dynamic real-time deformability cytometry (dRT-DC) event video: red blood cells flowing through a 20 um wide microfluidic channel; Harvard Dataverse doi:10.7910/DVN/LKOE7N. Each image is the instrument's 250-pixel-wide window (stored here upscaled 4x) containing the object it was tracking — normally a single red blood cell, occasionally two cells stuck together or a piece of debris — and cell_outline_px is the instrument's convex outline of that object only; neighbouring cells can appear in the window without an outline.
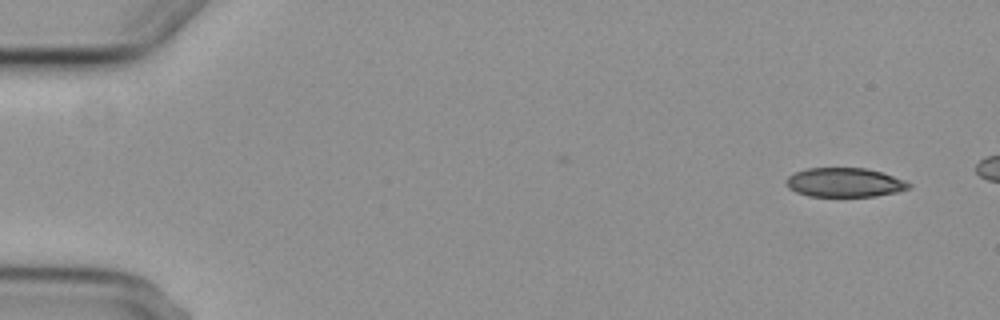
{"species": "common noctule bat (a hibernating species)", "species_latin": "Nyctalus noctula", "temperature_condition": "cold", "stored_images_in_passage": 6, "camera_frame_rate_fps": 3000, "um_per_image_px": 0.085, "animal": {"sex": "female", "body_mass_g": 29.2, "forearm_length_mm": 56.3}, "frame": {"image": 1, "passage_image": 1, "time_ms": 0.0, "image_size_px": [1000, 320], "cell_outline_px": [[912, 184], [908, 188], [896, 192], [876, 196], [808, 196], [796, 192], [788, 188], [784, 180], [788, 176], [796, 172], [808, 168], [864, 168], [880, 172], [904, 180]], "centroid_in_image_um": [71.74, 15.51], "position_along_channel_um": 13.3, "area_um2": 20.69}}
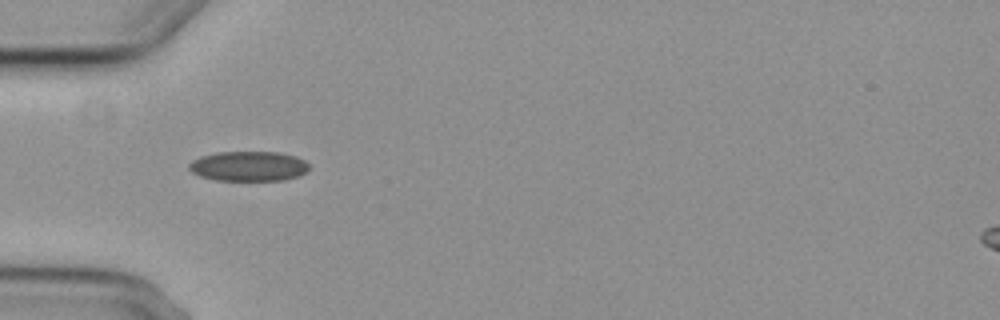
{"frame": {"image": 2, "passage_image": 5, "time_ms": 7.667, "image_size_px": [1000, 320], "cell_outline_px": [[308, 172], [284, 180], [216, 180], [200, 176], [192, 172], [188, 168], [188, 164], [192, 160], [200, 156], [216, 152], [280, 152], [296, 156], [304, 160], [308, 164]], "centroid_in_image_um": [21.12, 14.12], "position_along_channel_um": 63.9, "area_um2": 20.98}}
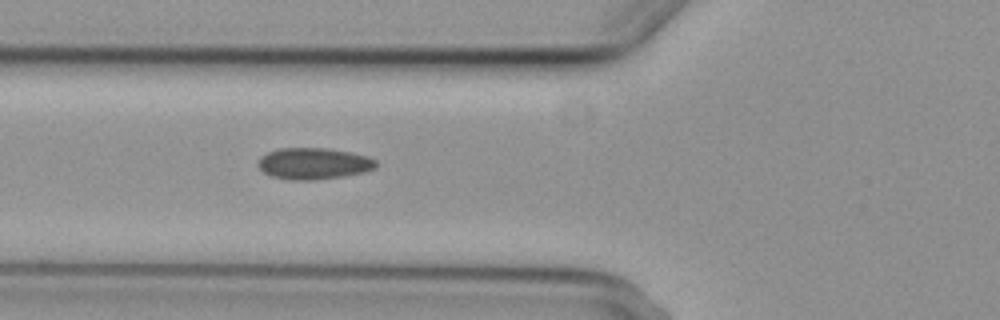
{"frame": {"image": 3, "passage_image": 6, "time_ms": 8.667, "image_size_px": [1000, 320], "cell_outline_px": [[376, 168], [364, 172], [344, 176], [312, 180], [288, 180], [272, 176], [264, 172], [256, 164], [260, 156], [268, 152], [280, 148], [328, 148], [352, 152], [368, 156], [376, 160]], "centroid_in_image_um": [26.66, 13.9], "position_along_channel_um": 99.1, "area_um2": 21.79}}